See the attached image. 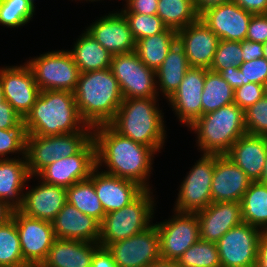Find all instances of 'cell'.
<instances>
[{
  "mask_svg": "<svg viewBox=\"0 0 267 267\" xmlns=\"http://www.w3.org/2000/svg\"><path fill=\"white\" fill-rule=\"evenodd\" d=\"M96 144V161L103 172L138 183L145 190H150L149 177L153 169L152 162L156 151L146 145L117 133L109 124L93 128Z\"/></svg>",
  "mask_w": 267,
  "mask_h": 267,
  "instance_id": "cell-1",
  "label": "cell"
},
{
  "mask_svg": "<svg viewBox=\"0 0 267 267\" xmlns=\"http://www.w3.org/2000/svg\"><path fill=\"white\" fill-rule=\"evenodd\" d=\"M73 94L81 119L93 128L109 124L123 102L110 68L80 73Z\"/></svg>",
  "mask_w": 267,
  "mask_h": 267,
  "instance_id": "cell-2",
  "label": "cell"
},
{
  "mask_svg": "<svg viewBox=\"0 0 267 267\" xmlns=\"http://www.w3.org/2000/svg\"><path fill=\"white\" fill-rule=\"evenodd\" d=\"M23 125L27 135L53 136L81 131L87 124L81 119L72 92L43 90Z\"/></svg>",
  "mask_w": 267,
  "mask_h": 267,
  "instance_id": "cell-3",
  "label": "cell"
},
{
  "mask_svg": "<svg viewBox=\"0 0 267 267\" xmlns=\"http://www.w3.org/2000/svg\"><path fill=\"white\" fill-rule=\"evenodd\" d=\"M158 98H127L119 106L109 125L120 135L134 142L163 149L166 140L164 113L160 110Z\"/></svg>",
  "mask_w": 267,
  "mask_h": 267,
  "instance_id": "cell-4",
  "label": "cell"
},
{
  "mask_svg": "<svg viewBox=\"0 0 267 267\" xmlns=\"http://www.w3.org/2000/svg\"><path fill=\"white\" fill-rule=\"evenodd\" d=\"M202 154L226 155L246 132L244 110L235 103L200 116L190 127Z\"/></svg>",
  "mask_w": 267,
  "mask_h": 267,
  "instance_id": "cell-5",
  "label": "cell"
},
{
  "mask_svg": "<svg viewBox=\"0 0 267 267\" xmlns=\"http://www.w3.org/2000/svg\"><path fill=\"white\" fill-rule=\"evenodd\" d=\"M151 190H144L129 205L105 215L100 223V247L134 236L151 225L156 205Z\"/></svg>",
  "mask_w": 267,
  "mask_h": 267,
  "instance_id": "cell-6",
  "label": "cell"
},
{
  "mask_svg": "<svg viewBox=\"0 0 267 267\" xmlns=\"http://www.w3.org/2000/svg\"><path fill=\"white\" fill-rule=\"evenodd\" d=\"M40 91L74 92L80 71L68 50L48 51L26 62Z\"/></svg>",
  "mask_w": 267,
  "mask_h": 267,
  "instance_id": "cell-7",
  "label": "cell"
},
{
  "mask_svg": "<svg viewBox=\"0 0 267 267\" xmlns=\"http://www.w3.org/2000/svg\"><path fill=\"white\" fill-rule=\"evenodd\" d=\"M110 69L119 82L123 99L157 98L155 71L135 51L113 55Z\"/></svg>",
  "mask_w": 267,
  "mask_h": 267,
  "instance_id": "cell-8",
  "label": "cell"
},
{
  "mask_svg": "<svg viewBox=\"0 0 267 267\" xmlns=\"http://www.w3.org/2000/svg\"><path fill=\"white\" fill-rule=\"evenodd\" d=\"M214 166L215 155H201L181 182L173 210L197 213L212 203L211 183Z\"/></svg>",
  "mask_w": 267,
  "mask_h": 267,
  "instance_id": "cell-9",
  "label": "cell"
},
{
  "mask_svg": "<svg viewBox=\"0 0 267 267\" xmlns=\"http://www.w3.org/2000/svg\"><path fill=\"white\" fill-rule=\"evenodd\" d=\"M171 219L156 224L163 260L177 261L199 238L196 213L174 210ZM173 217V218H172Z\"/></svg>",
  "mask_w": 267,
  "mask_h": 267,
  "instance_id": "cell-10",
  "label": "cell"
},
{
  "mask_svg": "<svg viewBox=\"0 0 267 267\" xmlns=\"http://www.w3.org/2000/svg\"><path fill=\"white\" fill-rule=\"evenodd\" d=\"M104 248L112 255L117 267H147L162 259L156 223L134 236L107 244Z\"/></svg>",
  "mask_w": 267,
  "mask_h": 267,
  "instance_id": "cell-11",
  "label": "cell"
},
{
  "mask_svg": "<svg viewBox=\"0 0 267 267\" xmlns=\"http://www.w3.org/2000/svg\"><path fill=\"white\" fill-rule=\"evenodd\" d=\"M263 233L244 222L228 230L216 243L221 267H255L258 241Z\"/></svg>",
  "mask_w": 267,
  "mask_h": 267,
  "instance_id": "cell-12",
  "label": "cell"
},
{
  "mask_svg": "<svg viewBox=\"0 0 267 267\" xmlns=\"http://www.w3.org/2000/svg\"><path fill=\"white\" fill-rule=\"evenodd\" d=\"M96 167V144L92 138L77 154L47 165L36 175V179L67 189L78 181L90 178Z\"/></svg>",
  "mask_w": 267,
  "mask_h": 267,
  "instance_id": "cell-13",
  "label": "cell"
},
{
  "mask_svg": "<svg viewBox=\"0 0 267 267\" xmlns=\"http://www.w3.org/2000/svg\"><path fill=\"white\" fill-rule=\"evenodd\" d=\"M23 259L41 265L56 240L52 222L28 217L17 209L13 212Z\"/></svg>",
  "mask_w": 267,
  "mask_h": 267,
  "instance_id": "cell-14",
  "label": "cell"
},
{
  "mask_svg": "<svg viewBox=\"0 0 267 267\" xmlns=\"http://www.w3.org/2000/svg\"><path fill=\"white\" fill-rule=\"evenodd\" d=\"M0 78L5 101L24 119L40 93L32 69L27 63L2 67Z\"/></svg>",
  "mask_w": 267,
  "mask_h": 267,
  "instance_id": "cell-15",
  "label": "cell"
},
{
  "mask_svg": "<svg viewBox=\"0 0 267 267\" xmlns=\"http://www.w3.org/2000/svg\"><path fill=\"white\" fill-rule=\"evenodd\" d=\"M209 69L190 67L178 89L167 100L179 121L190 127L202 116V92Z\"/></svg>",
  "mask_w": 267,
  "mask_h": 267,
  "instance_id": "cell-16",
  "label": "cell"
},
{
  "mask_svg": "<svg viewBox=\"0 0 267 267\" xmlns=\"http://www.w3.org/2000/svg\"><path fill=\"white\" fill-rule=\"evenodd\" d=\"M253 14L242 9L233 1L210 8L199 18L220 40H246L247 30Z\"/></svg>",
  "mask_w": 267,
  "mask_h": 267,
  "instance_id": "cell-17",
  "label": "cell"
},
{
  "mask_svg": "<svg viewBox=\"0 0 267 267\" xmlns=\"http://www.w3.org/2000/svg\"><path fill=\"white\" fill-rule=\"evenodd\" d=\"M86 30L112 55L135 51L136 40L121 11L100 17Z\"/></svg>",
  "mask_w": 267,
  "mask_h": 267,
  "instance_id": "cell-18",
  "label": "cell"
},
{
  "mask_svg": "<svg viewBox=\"0 0 267 267\" xmlns=\"http://www.w3.org/2000/svg\"><path fill=\"white\" fill-rule=\"evenodd\" d=\"M219 37L200 18L177 31L190 67L210 69Z\"/></svg>",
  "mask_w": 267,
  "mask_h": 267,
  "instance_id": "cell-19",
  "label": "cell"
},
{
  "mask_svg": "<svg viewBox=\"0 0 267 267\" xmlns=\"http://www.w3.org/2000/svg\"><path fill=\"white\" fill-rule=\"evenodd\" d=\"M250 178L226 155H215L211 183L212 202H240Z\"/></svg>",
  "mask_w": 267,
  "mask_h": 267,
  "instance_id": "cell-20",
  "label": "cell"
},
{
  "mask_svg": "<svg viewBox=\"0 0 267 267\" xmlns=\"http://www.w3.org/2000/svg\"><path fill=\"white\" fill-rule=\"evenodd\" d=\"M96 167L90 176L95 192L101 201L105 213L119 210L134 201L145 189L138 183L99 172Z\"/></svg>",
  "mask_w": 267,
  "mask_h": 267,
  "instance_id": "cell-21",
  "label": "cell"
},
{
  "mask_svg": "<svg viewBox=\"0 0 267 267\" xmlns=\"http://www.w3.org/2000/svg\"><path fill=\"white\" fill-rule=\"evenodd\" d=\"M200 240L217 243L231 228L243 223L240 202H212L196 213Z\"/></svg>",
  "mask_w": 267,
  "mask_h": 267,
  "instance_id": "cell-22",
  "label": "cell"
},
{
  "mask_svg": "<svg viewBox=\"0 0 267 267\" xmlns=\"http://www.w3.org/2000/svg\"><path fill=\"white\" fill-rule=\"evenodd\" d=\"M37 186L24 192L22 203L17 208L22 214L52 222L67 203L66 188L38 181Z\"/></svg>",
  "mask_w": 267,
  "mask_h": 267,
  "instance_id": "cell-23",
  "label": "cell"
},
{
  "mask_svg": "<svg viewBox=\"0 0 267 267\" xmlns=\"http://www.w3.org/2000/svg\"><path fill=\"white\" fill-rule=\"evenodd\" d=\"M56 239H71L98 243L100 223L66 203L52 221Z\"/></svg>",
  "mask_w": 267,
  "mask_h": 267,
  "instance_id": "cell-24",
  "label": "cell"
},
{
  "mask_svg": "<svg viewBox=\"0 0 267 267\" xmlns=\"http://www.w3.org/2000/svg\"><path fill=\"white\" fill-rule=\"evenodd\" d=\"M251 181H259L267 157V137L245 133L226 154Z\"/></svg>",
  "mask_w": 267,
  "mask_h": 267,
  "instance_id": "cell-25",
  "label": "cell"
},
{
  "mask_svg": "<svg viewBox=\"0 0 267 267\" xmlns=\"http://www.w3.org/2000/svg\"><path fill=\"white\" fill-rule=\"evenodd\" d=\"M99 243L56 239L40 267H90Z\"/></svg>",
  "mask_w": 267,
  "mask_h": 267,
  "instance_id": "cell-26",
  "label": "cell"
},
{
  "mask_svg": "<svg viewBox=\"0 0 267 267\" xmlns=\"http://www.w3.org/2000/svg\"><path fill=\"white\" fill-rule=\"evenodd\" d=\"M0 159V199L17 209L22 203L26 182L30 176L25 157Z\"/></svg>",
  "mask_w": 267,
  "mask_h": 267,
  "instance_id": "cell-27",
  "label": "cell"
},
{
  "mask_svg": "<svg viewBox=\"0 0 267 267\" xmlns=\"http://www.w3.org/2000/svg\"><path fill=\"white\" fill-rule=\"evenodd\" d=\"M190 65L184 48L178 41L171 47L162 65L155 70L157 93L161 92L166 99L178 89ZM160 91V92H159Z\"/></svg>",
  "mask_w": 267,
  "mask_h": 267,
  "instance_id": "cell-28",
  "label": "cell"
},
{
  "mask_svg": "<svg viewBox=\"0 0 267 267\" xmlns=\"http://www.w3.org/2000/svg\"><path fill=\"white\" fill-rule=\"evenodd\" d=\"M73 46L74 48L68 51L80 73L110 68L113 55L101 46L86 29Z\"/></svg>",
  "mask_w": 267,
  "mask_h": 267,
  "instance_id": "cell-29",
  "label": "cell"
},
{
  "mask_svg": "<svg viewBox=\"0 0 267 267\" xmlns=\"http://www.w3.org/2000/svg\"><path fill=\"white\" fill-rule=\"evenodd\" d=\"M177 42V31L166 28L163 32L136 41L135 52L149 68L157 70L171 47Z\"/></svg>",
  "mask_w": 267,
  "mask_h": 267,
  "instance_id": "cell-30",
  "label": "cell"
},
{
  "mask_svg": "<svg viewBox=\"0 0 267 267\" xmlns=\"http://www.w3.org/2000/svg\"><path fill=\"white\" fill-rule=\"evenodd\" d=\"M240 204L243 222L267 232V184L252 181Z\"/></svg>",
  "mask_w": 267,
  "mask_h": 267,
  "instance_id": "cell-31",
  "label": "cell"
},
{
  "mask_svg": "<svg viewBox=\"0 0 267 267\" xmlns=\"http://www.w3.org/2000/svg\"><path fill=\"white\" fill-rule=\"evenodd\" d=\"M67 203L71 204L85 215L93 217L99 223L106 213L99 200L94 183L90 178L78 181L66 189Z\"/></svg>",
  "mask_w": 267,
  "mask_h": 267,
  "instance_id": "cell-32",
  "label": "cell"
},
{
  "mask_svg": "<svg viewBox=\"0 0 267 267\" xmlns=\"http://www.w3.org/2000/svg\"><path fill=\"white\" fill-rule=\"evenodd\" d=\"M157 16L167 28L175 31L199 19L193 0H159Z\"/></svg>",
  "mask_w": 267,
  "mask_h": 267,
  "instance_id": "cell-33",
  "label": "cell"
},
{
  "mask_svg": "<svg viewBox=\"0 0 267 267\" xmlns=\"http://www.w3.org/2000/svg\"><path fill=\"white\" fill-rule=\"evenodd\" d=\"M202 115L234 103V89L219 73L208 70L202 92Z\"/></svg>",
  "mask_w": 267,
  "mask_h": 267,
  "instance_id": "cell-34",
  "label": "cell"
},
{
  "mask_svg": "<svg viewBox=\"0 0 267 267\" xmlns=\"http://www.w3.org/2000/svg\"><path fill=\"white\" fill-rule=\"evenodd\" d=\"M25 158L30 176H36L47 165L54 163L53 136H26Z\"/></svg>",
  "mask_w": 267,
  "mask_h": 267,
  "instance_id": "cell-35",
  "label": "cell"
},
{
  "mask_svg": "<svg viewBox=\"0 0 267 267\" xmlns=\"http://www.w3.org/2000/svg\"><path fill=\"white\" fill-rule=\"evenodd\" d=\"M18 230L12 218L0 224V267L15 266L24 263Z\"/></svg>",
  "mask_w": 267,
  "mask_h": 267,
  "instance_id": "cell-36",
  "label": "cell"
},
{
  "mask_svg": "<svg viewBox=\"0 0 267 267\" xmlns=\"http://www.w3.org/2000/svg\"><path fill=\"white\" fill-rule=\"evenodd\" d=\"M177 261L181 267H221L217 244L200 239Z\"/></svg>",
  "mask_w": 267,
  "mask_h": 267,
  "instance_id": "cell-37",
  "label": "cell"
},
{
  "mask_svg": "<svg viewBox=\"0 0 267 267\" xmlns=\"http://www.w3.org/2000/svg\"><path fill=\"white\" fill-rule=\"evenodd\" d=\"M35 3L30 0H0V25L22 27L33 18Z\"/></svg>",
  "mask_w": 267,
  "mask_h": 267,
  "instance_id": "cell-38",
  "label": "cell"
},
{
  "mask_svg": "<svg viewBox=\"0 0 267 267\" xmlns=\"http://www.w3.org/2000/svg\"><path fill=\"white\" fill-rule=\"evenodd\" d=\"M93 138V127L86 125L81 131L53 135L54 158L60 160L77 154Z\"/></svg>",
  "mask_w": 267,
  "mask_h": 267,
  "instance_id": "cell-39",
  "label": "cell"
},
{
  "mask_svg": "<svg viewBox=\"0 0 267 267\" xmlns=\"http://www.w3.org/2000/svg\"><path fill=\"white\" fill-rule=\"evenodd\" d=\"M243 62L240 41L219 40L210 71L219 73L228 67H238Z\"/></svg>",
  "mask_w": 267,
  "mask_h": 267,
  "instance_id": "cell-40",
  "label": "cell"
},
{
  "mask_svg": "<svg viewBox=\"0 0 267 267\" xmlns=\"http://www.w3.org/2000/svg\"><path fill=\"white\" fill-rule=\"evenodd\" d=\"M136 41L163 32L167 27L157 15L123 13Z\"/></svg>",
  "mask_w": 267,
  "mask_h": 267,
  "instance_id": "cell-41",
  "label": "cell"
},
{
  "mask_svg": "<svg viewBox=\"0 0 267 267\" xmlns=\"http://www.w3.org/2000/svg\"><path fill=\"white\" fill-rule=\"evenodd\" d=\"M246 132L267 137V96L244 110Z\"/></svg>",
  "mask_w": 267,
  "mask_h": 267,
  "instance_id": "cell-42",
  "label": "cell"
},
{
  "mask_svg": "<svg viewBox=\"0 0 267 267\" xmlns=\"http://www.w3.org/2000/svg\"><path fill=\"white\" fill-rule=\"evenodd\" d=\"M26 136L25 128L0 129V159H9L7 154L14 153L25 157Z\"/></svg>",
  "mask_w": 267,
  "mask_h": 267,
  "instance_id": "cell-43",
  "label": "cell"
},
{
  "mask_svg": "<svg viewBox=\"0 0 267 267\" xmlns=\"http://www.w3.org/2000/svg\"><path fill=\"white\" fill-rule=\"evenodd\" d=\"M238 67L242 71L243 85L251 82L264 85L267 79V59L263 57L242 62Z\"/></svg>",
  "mask_w": 267,
  "mask_h": 267,
  "instance_id": "cell-44",
  "label": "cell"
},
{
  "mask_svg": "<svg viewBox=\"0 0 267 267\" xmlns=\"http://www.w3.org/2000/svg\"><path fill=\"white\" fill-rule=\"evenodd\" d=\"M264 96V85L251 82L234 90V103L246 110Z\"/></svg>",
  "mask_w": 267,
  "mask_h": 267,
  "instance_id": "cell-45",
  "label": "cell"
},
{
  "mask_svg": "<svg viewBox=\"0 0 267 267\" xmlns=\"http://www.w3.org/2000/svg\"><path fill=\"white\" fill-rule=\"evenodd\" d=\"M246 40L262 44L267 41V13L252 15Z\"/></svg>",
  "mask_w": 267,
  "mask_h": 267,
  "instance_id": "cell-46",
  "label": "cell"
},
{
  "mask_svg": "<svg viewBox=\"0 0 267 267\" xmlns=\"http://www.w3.org/2000/svg\"><path fill=\"white\" fill-rule=\"evenodd\" d=\"M25 128L23 118L5 101L0 104V129Z\"/></svg>",
  "mask_w": 267,
  "mask_h": 267,
  "instance_id": "cell-47",
  "label": "cell"
},
{
  "mask_svg": "<svg viewBox=\"0 0 267 267\" xmlns=\"http://www.w3.org/2000/svg\"><path fill=\"white\" fill-rule=\"evenodd\" d=\"M159 0H128L122 13H138L144 15H157Z\"/></svg>",
  "mask_w": 267,
  "mask_h": 267,
  "instance_id": "cell-48",
  "label": "cell"
},
{
  "mask_svg": "<svg viewBox=\"0 0 267 267\" xmlns=\"http://www.w3.org/2000/svg\"><path fill=\"white\" fill-rule=\"evenodd\" d=\"M241 42L243 62L263 58V44L243 40Z\"/></svg>",
  "mask_w": 267,
  "mask_h": 267,
  "instance_id": "cell-49",
  "label": "cell"
},
{
  "mask_svg": "<svg viewBox=\"0 0 267 267\" xmlns=\"http://www.w3.org/2000/svg\"><path fill=\"white\" fill-rule=\"evenodd\" d=\"M90 267H117L112 255L104 247H99L92 258Z\"/></svg>",
  "mask_w": 267,
  "mask_h": 267,
  "instance_id": "cell-50",
  "label": "cell"
},
{
  "mask_svg": "<svg viewBox=\"0 0 267 267\" xmlns=\"http://www.w3.org/2000/svg\"><path fill=\"white\" fill-rule=\"evenodd\" d=\"M251 14L267 13V0H232Z\"/></svg>",
  "mask_w": 267,
  "mask_h": 267,
  "instance_id": "cell-51",
  "label": "cell"
},
{
  "mask_svg": "<svg viewBox=\"0 0 267 267\" xmlns=\"http://www.w3.org/2000/svg\"><path fill=\"white\" fill-rule=\"evenodd\" d=\"M219 75L224 78L234 90L243 85L242 71L239 67H228L220 71Z\"/></svg>",
  "mask_w": 267,
  "mask_h": 267,
  "instance_id": "cell-52",
  "label": "cell"
},
{
  "mask_svg": "<svg viewBox=\"0 0 267 267\" xmlns=\"http://www.w3.org/2000/svg\"><path fill=\"white\" fill-rule=\"evenodd\" d=\"M255 267H267V232H264L258 241Z\"/></svg>",
  "mask_w": 267,
  "mask_h": 267,
  "instance_id": "cell-53",
  "label": "cell"
},
{
  "mask_svg": "<svg viewBox=\"0 0 267 267\" xmlns=\"http://www.w3.org/2000/svg\"><path fill=\"white\" fill-rule=\"evenodd\" d=\"M229 1L232 0H194V8L197 14L200 16L206 10L227 3Z\"/></svg>",
  "mask_w": 267,
  "mask_h": 267,
  "instance_id": "cell-54",
  "label": "cell"
},
{
  "mask_svg": "<svg viewBox=\"0 0 267 267\" xmlns=\"http://www.w3.org/2000/svg\"><path fill=\"white\" fill-rule=\"evenodd\" d=\"M15 208L8 202L0 199V224H5L13 217Z\"/></svg>",
  "mask_w": 267,
  "mask_h": 267,
  "instance_id": "cell-55",
  "label": "cell"
},
{
  "mask_svg": "<svg viewBox=\"0 0 267 267\" xmlns=\"http://www.w3.org/2000/svg\"><path fill=\"white\" fill-rule=\"evenodd\" d=\"M147 267H181L178 261H173V260H157Z\"/></svg>",
  "mask_w": 267,
  "mask_h": 267,
  "instance_id": "cell-56",
  "label": "cell"
},
{
  "mask_svg": "<svg viewBox=\"0 0 267 267\" xmlns=\"http://www.w3.org/2000/svg\"><path fill=\"white\" fill-rule=\"evenodd\" d=\"M259 182L267 184V157L265 159V164L263 166V172L261 174V178H260Z\"/></svg>",
  "mask_w": 267,
  "mask_h": 267,
  "instance_id": "cell-57",
  "label": "cell"
},
{
  "mask_svg": "<svg viewBox=\"0 0 267 267\" xmlns=\"http://www.w3.org/2000/svg\"><path fill=\"white\" fill-rule=\"evenodd\" d=\"M9 267H40V265L35 264V263L24 262L22 264L15 265V266H9Z\"/></svg>",
  "mask_w": 267,
  "mask_h": 267,
  "instance_id": "cell-58",
  "label": "cell"
},
{
  "mask_svg": "<svg viewBox=\"0 0 267 267\" xmlns=\"http://www.w3.org/2000/svg\"><path fill=\"white\" fill-rule=\"evenodd\" d=\"M5 102L4 92H3V85L0 78V104Z\"/></svg>",
  "mask_w": 267,
  "mask_h": 267,
  "instance_id": "cell-59",
  "label": "cell"
},
{
  "mask_svg": "<svg viewBox=\"0 0 267 267\" xmlns=\"http://www.w3.org/2000/svg\"><path fill=\"white\" fill-rule=\"evenodd\" d=\"M263 57L267 59V41L263 43Z\"/></svg>",
  "mask_w": 267,
  "mask_h": 267,
  "instance_id": "cell-60",
  "label": "cell"
},
{
  "mask_svg": "<svg viewBox=\"0 0 267 267\" xmlns=\"http://www.w3.org/2000/svg\"><path fill=\"white\" fill-rule=\"evenodd\" d=\"M264 94H265V96H267V79L264 83Z\"/></svg>",
  "mask_w": 267,
  "mask_h": 267,
  "instance_id": "cell-61",
  "label": "cell"
},
{
  "mask_svg": "<svg viewBox=\"0 0 267 267\" xmlns=\"http://www.w3.org/2000/svg\"><path fill=\"white\" fill-rule=\"evenodd\" d=\"M81 1H82V0H81ZM87 1L94 2V1H100V0H86V2H87Z\"/></svg>",
  "mask_w": 267,
  "mask_h": 267,
  "instance_id": "cell-62",
  "label": "cell"
}]
</instances>
